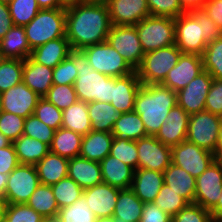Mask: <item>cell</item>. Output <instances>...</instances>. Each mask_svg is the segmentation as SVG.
<instances>
[{
	"label": "cell",
	"instance_id": "6da1fadb",
	"mask_svg": "<svg viewBox=\"0 0 222 222\" xmlns=\"http://www.w3.org/2000/svg\"><path fill=\"white\" fill-rule=\"evenodd\" d=\"M111 26L107 3H82L66 9V38L71 49L83 50L107 41Z\"/></svg>",
	"mask_w": 222,
	"mask_h": 222
},
{
	"label": "cell",
	"instance_id": "7a4b0ae2",
	"mask_svg": "<svg viewBox=\"0 0 222 222\" xmlns=\"http://www.w3.org/2000/svg\"><path fill=\"white\" fill-rule=\"evenodd\" d=\"M175 45L183 52L203 55L209 42L222 37V30L202 9L174 18Z\"/></svg>",
	"mask_w": 222,
	"mask_h": 222
},
{
	"label": "cell",
	"instance_id": "3957f363",
	"mask_svg": "<svg viewBox=\"0 0 222 222\" xmlns=\"http://www.w3.org/2000/svg\"><path fill=\"white\" fill-rule=\"evenodd\" d=\"M176 104L177 92L162 84H148L140 87L134 111L140 115L147 135L155 136Z\"/></svg>",
	"mask_w": 222,
	"mask_h": 222
},
{
	"label": "cell",
	"instance_id": "277c9868",
	"mask_svg": "<svg viewBox=\"0 0 222 222\" xmlns=\"http://www.w3.org/2000/svg\"><path fill=\"white\" fill-rule=\"evenodd\" d=\"M68 57L73 61L78 77L74 88L77 99L83 102H112L113 77L95 71L83 50L71 49Z\"/></svg>",
	"mask_w": 222,
	"mask_h": 222
},
{
	"label": "cell",
	"instance_id": "5b68a950",
	"mask_svg": "<svg viewBox=\"0 0 222 222\" xmlns=\"http://www.w3.org/2000/svg\"><path fill=\"white\" fill-rule=\"evenodd\" d=\"M66 9H40L24 26L31 50L50 40L66 37Z\"/></svg>",
	"mask_w": 222,
	"mask_h": 222
},
{
	"label": "cell",
	"instance_id": "8992f818",
	"mask_svg": "<svg viewBox=\"0 0 222 222\" xmlns=\"http://www.w3.org/2000/svg\"><path fill=\"white\" fill-rule=\"evenodd\" d=\"M182 53L175 44L146 52L136 69L141 84H161L169 70L177 64Z\"/></svg>",
	"mask_w": 222,
	"mask_h": 222
},
{
	"label": "cell",
	"instance_id": "52a82bcc",
	"mask_svg": "<svg viewBox=\"0 0 222 222\" xmlns=\"http://www.w3.org/2000/svg\"><path fill=\"white\" fill-rule=\"evenodd\" d=\"M135 27L145 53L175 44V25L172 17L150 15Z\"/></svg>",
	"mask_w": 222,
	"mask_h": 222
},
{
	"label": "cell",
	"instance_id": "ba28073f",
	"mask_svg": "<svg viewBox=\"0 0 222 222\" xmlns=\"http://www.w3.org/2000/svg\"><path fill=\"white\" fill-rule=\"evenodd\" d=\"M221 123L222 117L220 115L206 110L191 114L186 140L216 154Z\"/></svg>",
	"mask_w": 222,
	"mask_h": 222
},
{
	"label": "cell",
	"instance_id": "9c48e42d",
	"mask_svg": "<svg viewBox=\"0 0 222 222\" xmlns=\"http://www.w3.org/2000/svg\"><path fill=\"white\" fill-rule=\"evenodd\" d=\"M83 51L93 69L107 76L122 77L135 71L107 41L88 46Z\"/></svg>",
	"mask_w": 222,
	"mask_h": 222
},
{
	"label": "cell",
	"instance_id": "30bf717a",
	"mask_svg": "<svg viewBox=\"0 0 222 222\" xmlns=\"http://www.w3.org/2000/svg\"><path fill=\"white\" fill-rule=\"evenodd\" d=\"M215 160V154L187 140L171 147V161L193 177H199Z\"/></svg>",
	"mask_w": 222,
	"mask_h": 222
},
{
	"label": "cell",
	"instance_id": "8fae6325",
	"mask_svg": "<svg viewBox=\"0 0 222 222\" xmlns=\"http://www.w3.org/2000/svg\"><path fill=\"white\" fill-rule=\"evenodd\" d=\"M40 181L34 165L19 164L9 175L4 197L8 204L27 203Z\"/></svg>",
	"mask_w": 222,
	"mask_h": 222
},
{
	"label": "cell",
	"instance_id": "7c38bea8",
	"mask_svg": "<svg viewBox=\"0 0 222 222\" xmlns=\"http://www.w3.org/2000/svg\"><path fill=\"white\" fill-rule=\"evenodd\" d=\"M107 42L136 70L145 52L142 49L135 26L112 25L107 36Z\"/></svg>",
	"mask_w": 222,
	"mask_h": 222
},
{
	"label": "cell",
	"instance_id": "4fadbf2b",
	"mask_svg": "<svg viewBox=\"0 0 222 222\" xmlns=\"http://www.w3.org/2000/svg\"><path fill=\"white\" fill-rule=\"evenodd\" d=\"M222 190V165L214 160L196 178L194 203L211 210L218 202Z\"/></svg>",
	"mask_w": 222,
	"mask_h": 222
},
{
	"label": "cell",
	"instance_id": "5bb4252c",
	"mask_svg": "<svg viewBox=\"0 0 222 222\" xmlns=\"http://www.w3.org/2000/svg\"><path fill=\"white\" fill-rule=\"evenodd\" d=\"M138 168L163 172L171 164V147L155 136L148 135L136 140Z\"/></svg>",
	"mask_w": 222,
	"mask_h": 222
},
{
	"label": "cell",
	"instance_id": "9a60e30c",
	"mask_svg": "<svg viewBox=\"0 0 222 222\" xmlns=\"http://www.w3.org/2000/svg\"><path fill=\"white\" fill-rule=\"evenodd\" d=\"M213 83L208 71L201 72L177 92V104L189 115L205 110L206 97Z\"/></svg>",
	"mask_w": 222,
	"mask_h": 222
},
{
	"label": "cell",
	"instance_id": "2e32d148",
	"mask_svg": "<svg viewBox=\"0 0 222 222\" xmlns=\"http://www.w3.org/2000/svg\"><path fill=\"white\" fill-rule=\"evenodd\" d=\"M41 97L22 81L18 85L1 93V111L27 118Z\"/></svg>",
	"mask_w": 222,
	"mask_h": 222
},
{
	"label": "cell",
	"instance_id": "e0dca14e",
	"mask_svg": "<svg viewBox=\"0 0 222 222\" xmlns=\"http://www.w3.org/2000/svg\"><path fill=\"white\" fill-rule=\"evenodd\" d=\"M203 71L204 66L201 55L182 53L177 64L169 70L161 84L178 92Z\"/></svg>",
	"mask_w": 222,
	"mask_h": 222
},
{
	"label": "cell",
	"instance_id": "ac0fdd59",
	"mask_svg": "<svg viewBox=\"0 0 222 222\" xmlns=\"http://www.w3.org/2000/svg\"><path fill=\"white\" fill-rule=\"evenodd\" d=\"M110 21L117 26H135L150 16L147 0H108Z\"/></svg>",
	"mask_w": 222,
	"mask_h": 222
},
{
	"label": "cell",
	"instance_id": "d6986e66",
	"mask_svg": "<svg viewBox=\"0 0 222 222\" xmlns=\"http://www.w3.org/2000/svg\"><path fill=\"white\" fill-rule=\"evenodd\" d=\"M189 114L176 104L162 123L155 137L169 147L178 145L186 140Z\"/></svg>",
	"mask_w": 222,
	"mask_h": 222
},
{
	"label": "cell",
	"instance_id": "ffe728a7",
	"mask_svg": "<svg viewBox=\"0 0 222 222\" xmlns=\"http://www.w3.org/2000/svg\"><path fill=\"white\" fill-rule=\"evenodd\" d=\"M119 190L104 182L83 190L85 202L97 218L113 215Z\"/></svg>",
	"mask_w": 222,
	"mask_h": 222
},
{
	"label": "cell",
	"instance_id": "44dd1931",
	"mask_svg": "<svg viewBox=\"0 0 222 222\" xmlns=\"http://www.w3.org/2000/svg\"><path fill=\"white\" fill-rule=\"evenodd\" d=\"M142 86L136 70L122 77H113L111 105L121 114L134 111L135 98Z\"/></svg>",
	"mask_w": 222,
	"mask_h": 222
},
{
	"label": "cell",
	"instance_id": "7402d4cb",
	"mask_svg": "<svg viewBox=\"0 0 222 222\" xmlns=\"http://www.w3.org/2000/svg\"><path fill=\"white\" fill-rule=\"evenodd\" d=\"M163 184V172L138 168L134 170L131 189L143 203H150L154 202Z\"/></svg>",
	"mask_w": 222,
	"mask_h": 222
},
{
	"label": "cell",
	"instance_id": "603a6c76",
	"mask_svg": "<svg viewBox=\"0 0 222 222\" xmlns=\"http://www.w3.org/2000/svg\"><path fill=\"white\" fill-rule=\"evenodd\" d=\"M101 175L104 183L118 189H129L133 183L134 170L112 155L101 162Z\"/></svg>",
	"mask_w": 222,
	"mask_h": 222
},
{
	"label": "cell",
	"instance_id": "cb8c5ba5",
	"mask_svg": "<svg viewBox=\"0 0 222 222\" xmlns=\"http://www.w3.org/2000/svg\"><path fill=\"white\" fill-rule=\"evenodd\" d=\"M68 177L83 190L103 182L100 163L80 156L69 159Z\"/></svg>",
	"mask_w": 222,
	"mask_h": 222
},
{
	"label": "cell",
	"instance_id": "d4e9b609",
	"mask_svg": "<svg viewBox=\"0 0 222 222\" xmlns=\"http://www.w3.org/2000/svg\"><path fill=\"white\" fill-rule=\"evenodd\" d=\"M70 50L71 47L68 39L60 37L50 40L32 50L30 58L38 64L53 69L68 57Z\"/></svg>",
	"mask_w": 222,
	"mask_h": 222
},
{
	"label": "cell",
	"instance_id": "484cf974",
	"mask_svg": "<svg viewBox=\"0 0 222 222\" xmlns=\"http://www.w3.org/2000/svg\"><path fill=\"white\" fill-rule=\"evenodd\" d=\"M53 69L34 62L30 57L24 60L22 81L43 98L53 85Z\"/></svg>",
	"mask_w": 222,
	"mask_h": 222
},
{
	"label": "cell",
	"instance_id": "4316f807",
	"mask_svg": "<svg viewBox=\"0 0 222 222\" xmlns=\"http://www.w3.org/2000/svg\"><path fill=\"white\" fill-rule=\"evenodd\" d=\"M68 162L69 159L50 151L34 165L40 184L53 185L68 177Z\"/></svg>",
	"mask_w": 222,
	"mask_h": 222
},
{
	"label": "cell",
	"instance_id": "83f0119b",
	"mask_svg": "<svg viewBox=\"0 0 222 222\" xmlns=\"http://www.w3.org/2000/svg\"><path fill=\"white\" fill-rule=\"evenodd\" d=\"M24 26H15L0 40V54L3 58L25 60L31 55Z\"/></svg>",
	"mask_w": 222,
	"mask_h": 222
},
{
	"label": "cell",
	"instance_id": "f1b7e54d",
	"mask_svg": "<svg viewBox=\"0 0 222 222\" xmlns=\"http://www.w3.org/2000/svg\"><path fill=\"white\" fill-rule=\"evenodd\" d=\"M113 138L111 133L91 130L82 138L79 156L100 163L110 154Z\"/></svg>",
	"mask_w": 222,
	"mask_h": 222
},
{
	"label": "cell",
	"instance_id": "f546056e",
	"mask_svg": "<svg viewBox=\"0 0 222 222\" xmlns=\"http://www.w3.org/2000/svg\"><path fill=\"white\" fill-rule=\"evenodd\" d=\"M164 183L185 198L189 203H194L196 178L186 172L180 166L171 162L163 171Z\"/></svg>",
	"mask_w": 222,
	"mask_h": 222
},
{
	"label": "cell",
	"instance_id": "4dcf8cb0",
	"mask_svg": "<svg viewBox=\"0 0 222 222\" xmlns=\"http://www.w3.org/2000/svg\"><path fill=\"white\" fill-rule=\"evenodd\" d=\"M143 206L131 188L121 189L112 216L117 222H139Z\"/></svg>",
	"mask_w": 222,
	"mask_h": 222
},
{
	"label": "cell",
	"instance_id": "1f68e13d",
	"mask_svg": "<svg viewBox=\"0 0 222 222\" xmlns=\"http://www.w3.org/2000/svg\"><path fill=\"white\" fill-rule=\"evenodd\" d=\"M62 128L72 130L82 136L91 130V122L88 114V103L77 100L68 108L62 110Z\"/></svg>",
	"mask_w": 222,
	"mask_h": 222
},
{
	"label": "cell",
	"instance_id": "d6a6232c",
	"mask_svg": "<svg viewBox=\"0 0 222 222\" xmlns=\"http://www.w3.org/2000/svg\"><path fill=\"white\" fill-rule=\"evenodd\" d=\"M92 131L111 133L120 113L109 102H88Z\"/></svg>",
	"mask_w": 222,
	"mask_h": 222
},
{
	"label": "cell",
	"instance_id": "836d02e7",
	"mask_svg": "<svg viewBox=\"0 0 222 222\" xmlns=\"http://www.w3.org/2000/svg\"><path fill=\"white\" fill-rule=\"evenodd\" d=\"M19 164L35 165L50 152V146L22 134L13 143Z\"/></svg>",
	"mask_w": 222,
	"mask_h": 222
},
{
	"label": "cell",
	"instance_id": "e575fe53",
	"mask_svg": "<svg viewBox=\"0 0 222 222\" xmlns=\"http://www.w3.org/2000/svg\"><path fill=\"white\" fill-rule=\"evenodd\" d=\"M83 136L65 128L55 130L50 151L61 157L72 159L78 157Z\"/></svg>",
	"mask_w": 222,
	"mask_h": 222
},
{
	"label": "cell",
	"instance_id": "d590c367",
	"mask_svg": "<svg viewBox=\"0 0 222 222\" xmlns=\"http://www.w3.org/2000/svg\"><path fill=\"white\" fill-rule=\"evenodd\" d=\"M111 134L114 137L134 141L148 136L140 115L135 111L121 113L113 126Z\"/></svg>",
	"mask_w": 222,
	"mask_h": 222
},
{
	"label": "cell",
	"instance_id": "8d00e7d4",
	"mask_svg": "<svg viewBox=\"0 0 222 222\" xmlns=\"http://www.w3.org/2000/svg\"><path fill=\"white\" fill-rule=\"evenodd\" d=\"M26 204L44 218L58 215L59 207L52 192L51 185L39 184Z\"/></svg>",
	"mask_w": 222,
	"mask_h": 222
},
{
	"label": "cell",
	"instance_id": "74e56055",
	"mask_svg": "<svg viewBox=\"0 0 222 222\" xmlns=\"http://www.w3.org/2000/svg\"><path fill=\"white\" fill-rule=\"evenodd\" d=\"M24 60L3 58L0 62V93L22 82Z\"/></svg>",
	"mask_w": 222,
	"mask_h": 222
},
{
	"label": "cell",
	"instance_id": "f35d334b",
	"mask_svg": "<svg viewBox=\"0 0 222 222\" xmlns=\"http://www.w3.org/2000/svg\"><path fill=\"white\" fill-rule=\"evenodd\" d=\"M51 187L59 209L72 205L83 195V189L69 177L61 179Z\"/></svg>",
	"mask_w": 222,
	"mask_h": 222
},
{
	"label": "cell",
	"instance_id": "ab89813d",
	"mask_svg": "<svg viewBox=\"0 0 222 222\" xmlns=\"http://www.w3.org/2000/svg\"><path fill=\"white\" fill-rule=\"evenodd\" d=\"M57 218L61 222H96L97 220L83 195L72 205L60 208Z\"/></svg>",
	"mask_w": 222,
	"mask_h": 222
},
{
	"label": "cell",
	"instance_id": "60d3db41",
	"mask_svg": "<svg viewBox=\"0 0 222 222\" xmlns=\"http://www.w3.org/2000/svg\"><path fill=\"white\" fill-rule=\"evenodd\" d=\"M110 155L130 166L133 170L138 169L136 141L114 137L111 144Z\"/></svg>",
	"mask_w": 222,
	"mask_h": 222
},
{
	"label": "cell",
	"instance_id": "b9f144b4",
	"mask_svg": "<svg viewBox=\"0 0 222 222\" xmlns=\"http://www.w3.org/2000/svg\"><path fill=\"white\" fill-rule=\"evenodd\" d=\"M13 25H27L39 12L36 0H12L8 3Z\"/></svg>",
	"mask_w": 222,
	"mask_h": 222
},
{
	"label": "cell",
	"instance_id": "7bdbcfd3",
	"mask_svg": "<svg viewBox=\"0 0 222 222\" xmlns=\"http://www.w3.org/2000/svg\"><path fill=\"white\" fill-rule=\"evenodd\" d=\"M204 70L222 80V37L209 42L202 55Z\"/></svg>",
	"mask_w": 222,
	"mask_h": 222
},
{
	"label": "cell",
	"instance_id": "ee69618b",
	"mask_svg": "<svg viewBox=\"0 0 222 222\" xmlns=\"http://www.w3.org/2000/svg\"><path fill=\"white\" fill-rule=\"evenodd\" d=\"M154 203L171 217L189 204L185 198L174 192L171 187L165 183L158 192Z\"/></svg>",
	"mask_w": 222,
	"mask_h": 222
},
{
	"label": "cell",
	"instance_id": "f6af8a7d",
	"mask_svg": "<svg viewBox=\"0 0 222 222\" xmlns=\"http://www.w3.org/2000/svg\"><path fill=\"white\" fill-rule=\"evenodd\" d=\"M43 98L54 104L60 110L68 108L78 100L74 85L64 84H53Z\"/></svg>",
	"mask_w": 222,
	"mask_h": 222
},
{
	"label": "cell",
	"instance_id": "bcb514c9",
	"mask_svg": "<svg viewBox=\"0 0 222 222\" xmlns=\"http://www.w3.org/2000/svg\"><path fill=\"white\" fill-rule=\"evenodd\" d=\"M33 115L55 130L61 128L62 110L48 102L45 98H40L38 100Z\"/></svg>",
	"mask_w": 222,
	"mask_h": 222
},
{
	"label": "cell",
	"instance_id": "7dc6e473",
	"mask_svg": "<svg viewBox=\"0 0 222 222\" xmlns=\"http://www.w3.org/2000/svg\"><path fill=\"white\" fill-rule=\"evenodd\" d=\"M55 129L40 121L35 115H30L25 119L23 134L41 142L51 145Z\"/></svg>",
	"mask_w": 222,
	"mask_h": 222
},
{
	"label": "cell",
	"instance_id": "c3c4849f",
	"mask_svg": "<svg viewBox=\"0 0 222 222\" xmlns=\"http://www.w3.org/2000/svg\"><path fill=\"white\" fill-rule=\"evenodd\" d=\"M25 118L5 111L0 112V132L12 143L23 134Z\"/></svg>",
	"mask_w": 222,
	"mask_h": 222
},
{
	"label": "cell",
	"instance_id": "681fc988",
	"mask_svg": "<svg viewBox=\"0 0 222 222\" xmlns=\"http://www.w3.org/2000/svg\"><path fill=\"white\" fill-rule=\"evenodd\" d=\"M43 218L26 203L8 204L5 222H41Z\"/></svg>",
	"mask_w": 222,
	"mask_h": 222
},
{
	"label": "cell",
	"instance_id": "f907efd6",
	"mask_svg": "<svg viewBox=\"0 0 222 222\" xmlns=\"http://www.w3.org/2000/svg\"><path fill=\"white\" fill-rule=\"evenodd\" d=\"M172 222H213L211 212L199 204L189 203L172 217Z\"/></svg>",
	"mask_w": 222,
	"mask_h": 222
},
{
	"label": "cell",
	"instance_id": "816d5d0a",
	"mask_svg": "<svg viewBox=\"0 0 222 222\" xmlns=\"http://www.w3.org/2000/svg\"><path fill=\"white\" fill-rule=\"evenodd\" d=\"M150 15L177 18L185 11L179 0H147Z\"/></svg>",
	"mask_w": 222,
	"mask_h": 222
},
{
	"label": "cell",
	"instance_id": "f5cc1de1",
	"mask_svg": "<svg viewBox=\"0 0 222 222\" xmlns=\"http://www.w3.org/2000/svg\"><path fill=\"white\" fill-rule=\"evenodd\" d=\"M78 71L73 61L67 57L55 68H53L52 80L53 84L57 85H74Z\"/></svg>",
	"mask_w": 222,
	"mask_h": 222
},
{
	"label": "cell",
	"instance_id": "db71d44e",
	"mask_svg": "<svg viewBox=\"0 0 222 222\" xmlns=\"http://www.w3.org/2000/svg\"><path fill=\"white\" fill-rule=\"evenodd\" d=\"M205 110L222 117V80L213 79L206 97Z\"/></svg>",
	"mask_w": 222,
	"mask_h": 222
},
{
	"label": "cell",
	"instance_id": "11a10c76",
	"mask_svg": "<svg viewBox=\"0 0 222 222\" xmlns=\"http://www.w3.org/2000/svg\"><path fill=\"white\" fill-rule=\"evenodd\" d=\"M139 222H172V217L162 211L154 202L144 203Z\"/></svg>",
	"mask_w": 222,
	"mask_h": 222
},
{
	"label": "cell",
	"instance_id": "9f6ffc18",
	"mask_svg": "<svg viewBox=\"0 0 222 222\" xmlns=\"http://www.w3.org/2000/svg\"><path fill=\"white\" fill-rule=\"evenodd\" d=\"M19 161L14 145L11 143L5 148H0V173L9 175L17 166Z\"/></svg>",
	"mask_w": 222,
	"mask_h": 222
},
{
	"label": "cell",
	"instance_id": "6f0895ef",
	"mask_svg": "<svg viewBox=\"0 0 222 222\" xmlns=\"http://www.w3.org/2000/svg\"><path fill=\"white\" fill-rule=\"evenodd\" d=\"M202 10L222 30V0H207Z\"/></svg>",
	"mask_w": 222,
	"mask_h": 222
},
{
	"label": "cell",
	"instance_id": "680465c9",
	"mask_svg": "<svg viewBox=\"0 0 222 222\" xmlns=\"http://www.w3.org/2000/svg\"><path fill=\"white\" fill-rule=\"evenodd\" d=\"M13 21L9 12L8 4L0 2V40L12 28Z\"/></svg>",
	"mask_w": 222,
	"mask_h": 222
},
{
	"label": "cell",
	"instance_id": "91938a15",
	"mask_svg": "<svg viewBox=\"0 0 222 222\" xmlns=\"http://www.w3.org/2000/svg\"><path fill=\"white\" fill-rule=\"evenodd\" d=\"M207 0H179L182 9L185 12L202 9Z\"/></svg>",
	"mask_w": 222,
	"mask_h": 222
},
{
	"label": "cell",
	"instance_id": "94428289",
	"mask_svg": "<svg viewBox=\"0 0 222 222\" xmlns=\"http://www.w3.org/2000/svg\"><path fill=\"white\" fill-rule=\"evenodd\" d=\"M213 222H222V190L217 204L210 210Z\"/></svg>",
	"mask_w": 222,
	"mask_h": 222
},
{
	"label": "cell",
	"instance_id": "6125c7cd",
	"mask_svg": "<svg viewBox=\"0 0 222 222\" xmlns=\"http://www.w3.org/2000/svg\"><path fill=\"white\" fill-rule=\"evenodd\" d=\"M40 9L60 8L58 0H36Z\"/></svg>",
	"mask_w": 222,
	"mask_h": 222
},
{
	"label": "cell",
	"instance_id": "be15d7a7",
	"mask_svg": "<svg viewBox=\"0 0 222 222\" xmlns=\"http://www.w3.org/2000/svg\"><path fill=\"white\" fill-rule=\"evenodd\" d=\"M59 7L68 9L83 3V0H58Z\"/></svg>",
	"mask_w": 222,
	"mask_h": 222
},
{
	"label": "cell",
	"instance_id": "e7e4bbea",
	"mask_svg": "<svg viewBox=\"0 0 222 222\" xmlns=\"http://www.w3.org/2000/svg\"><path fill=\"white\" fill-rule=\"evenodd\" d=\"M8 206V202L6 198L0 196V222H5L6 209Z\"/></svg>",
	"mask_w": 222,
	"mask_h": 222
},
{
	"label": "cell",
	"instance_id": "03108f58",
	"mask_svg": "<svg viewBox=\"0 0 222 222\" xmlns=\"http://www.w3.org/2000/svg\"><path fill=\"white\" fill-rule=\"evenodd\" d=\"M8 175L0 173V196L5 195V190L7 186Z\"/></svg>",
	"mask_w": 222,
	"mask_h": 222
},
{
	"label": "cell",
	"instance_id": "003e7915",
	"mask_svg": "<svg viewBox=\"0 0 222 222\" xmlns=\"http://www.w3.org/2000/svg\"><path fill=\"white\" fill-rule=\"evenodd\" d=\"M12 142L0 132V148L9 146Z\"/></svg>",
	"mask_w": 222,
	"mask_h": 222
},
{
	"label": "cell",
	"instance_id": "a7ac6f4b",
	"mask_svg": "<svg viewBox=\"0 0 222 222\" xmlns=\"http://www.w3.org/2000/svg\"><path fill=\"white\" fill-rule=\"evenodd\" d=\"M96 222H117L113 216L97 218Z\"/></svg>",
	"mask_w": 222,
	"mask_h": 222
},
{
	"label": "cell",
	"instance_id": "89a4df30",
	"mask_svg": "<svg viewBox=\"0 0 222 222\" xmlns=\"http://www.w3.org/2000/svg\"><path fill=\"white\" fill-rule=\"evenodd\" d=\"M215 160L222 165V149H218L217 153L215 154Z\"/></svg>",
	"mask_w": 222,
	"mask_h": 222
},
{
	"label": "cell",
	"instance_id": "2644e50d",
	"mask_svg": "<svg viewBox=\"0 0 222 222\" xmlns=\"http://www.w3.org/2000/svg\"><path fill=\"white\" fill-rule=\"evenodd\" d=\"M41 222H61L60 219L57 218V216L55 217H45L42 219Z\"/></svg>",
	"mask_w": 222,
	"mask_h": 222
},
{
	"label": "cell",
	"instance_id": "8c879c8a",
	"mask_svg": "<svg viewBox=\"0 0 222 222\" xmlns=\"http://www.w3.org/2000/svg\"><path fill=\"white\" fill-rule=\"evenodd\" d=\"M108 0H83V3L103 4L107 3Z\"/></svg>",
	"mask_w": 222,
	"mask_h": 222
},
{
	"label": "cell",
	"instance_id": "753ad0ef",
	"mask_svg": "<svg viewBox=\"0 0 222 222\" xmlns=\"http://www.w3.org/2000/svg\"><path fill=\"white\" fill-rule=\"evenodd\" d=\"M218 149H222V123H221L220 130H219Z\"/></svg>",
	"mask_w": 222,
	"mask_h": 222
},
{
	"label": "cell",
	"instance_id": "34e18365",
	"mask_svg": "<svg viewBox=\"0 0 222 222\" xmlns=\"http://www.w3.org/2000/svg\"><path fill=\"white\" fill-rule=\"evenodd\" d=\"M12 0H0V2H4V3H10Z\"/></svg>",
	"mask_w": 222,
	"mask_h": 222
},
{
	"label": "cell",
	"instance_id": "11e5206c",
	"mask_svg": "<svg viewBox=\"0 0 222 222\" xmlns=\"http://www.w3.org/2000/svg\"><path fill=\"white\" fill-rule=\"evenodd\" d=\"M0 112H1V93H0Z\"/></svg>",
	"mask_w": 222,
	"mask_h": 222
},
{
	"label": "cell",
	"instance_id": "2a66077c",
	"mask_svg": "<svg viewBox=\"0 0 222 222\" xmlns=\"http://www.w3.org/2000/svg\"><path fill=\"white\" fill-rule=\"evenodd\" d=\"M2 59H3V57H2V55L0 54V62L2 61Z\"/></svg>",
	"mask_w": 222,
	"mask_h": 222
}]
</instances>
